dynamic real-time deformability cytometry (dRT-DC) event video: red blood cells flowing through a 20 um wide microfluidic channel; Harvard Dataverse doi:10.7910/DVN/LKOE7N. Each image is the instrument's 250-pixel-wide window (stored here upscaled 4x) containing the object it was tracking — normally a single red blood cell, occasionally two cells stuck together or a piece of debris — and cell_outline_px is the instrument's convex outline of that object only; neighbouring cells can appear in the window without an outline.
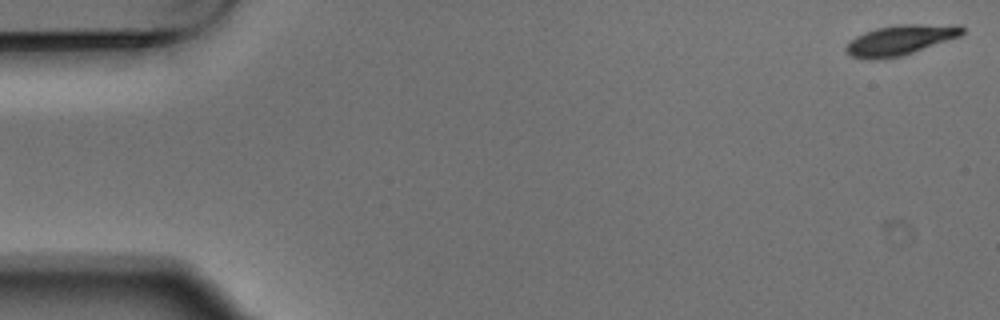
{"species": "Egyptian fruit bat (a non-hibernating species)", "species_latin": "Rousettus aegyptiacus", "temperature_condition": "warm", "stored_images_in_passage": 4, "camera_frame_rate_fps": 3000, "um_per_image_px": 0.085, "animal": {"sex": "male"}, "frame": {"image": 1, "passage_image": 4, "time_ms": 1.0, "image_size_px": [1000, 320], "cell_outline_px": [[964, 32], [960, 36], [900, 56], [852, 56], [844, 48], [856, 36], [864, 32], [876, 28], [900, 24], [960, 24], [964, 28]], "centroid_in_image_um": [76.63, 3.32], "position_along_channel_um": 8.4, "area_um2": 19.48}}